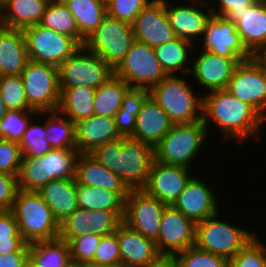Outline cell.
Segmentation results:
<instances>
[{"instance_id":"obj_63","label":"cell","mask_w":266,"mask_h":267,"mask_svg":"<svg viewBox=\"0 0 266 267\" xmlns=\"http://www.w3.org/2000/svg\"><path fill=\"white\" fill-rule=\"evenodd\" d=\"M8 0H0V7L5 3L7 2Z\"/></svg>"},{"instance_id":"obj_57","label":"cell","mask_w":266,"mask_h":267,"mask_svg":"<svg viewBox=\"0 0 266 267\" xmlns=\"http://www.w3.org/2000/svg\"><path fill=\"white\" fill-rule=\"evenodd\" d=\"M263 65L266 66V45L261 51L255 56Z\"/></svg>"},{"instance_id":"obj_53","label":"cell","mask_w":266,"mask_h":267,"mask_svg":"<svg viewBox=\"0 0 266 267\" xmlns=\"http://www.w3.org/2000/svg\"><path fill=\"white\" fill-rule=\"evenodd\" d=\"M218 5L211 6L212 13L224 17L229 11L245 10L246 6L253 5L257 0H216ZM217 6V7H216ZM217 9H216V8Z\"/></svg>"},{"instance_id":"obj_51","label":"cell","mask_w":266,"mask_h":267,"mask_svg":"<svg viewBox=\"0 0 266 267\" xmlns=\"http://www.w3.org/2000/svg\"><path fill=\"white\" fill-rule=\"evenodd\" d=\"M18 191V177L0 172V210L12 209Z\"/></svg>"},{"instance_id":"obj_49","label":"cell","mask_w":266,"mask_h":267,"mask_svg":"<svg viewBox=\"0 0 266 267\" xmlns=\"http://www.w3.org/2000/svg\"><path fill=\"white\" fill-rule=\"evenodd\" d=\"M91 262L121 266V256L116 232L101 236L94 258Z\"/></svg>"},{"instance_id":"obj_29","label":"cell","mask_w":266,"mask_h":267,"mask_svg":"<svg viewBox=\"0 0 266 267\" xmlns=\"http://www.w3.org/2000/svg\"><path fill=\"white\" fill-rule=\"evenodd\" d=\"M134 93L124 80L114 74L96 89L94 115L115 117Z\"/></svg>"},{"instance_id":"obj_22","label":"cell","mask_w":266,"mask_h":267,"mask_svg":"<svg viewBox=\"0 0 266 267\" xmlns=\"http://www.w3.org/2000/svg\"><path fill=\"white\" fill-rule=\"evenodd\" d=\"M173 125L169 116L147 93H140V108L131 138L154 148Z\"/></svg>"},{"instance_id":"obj_35","label":"cell","mask_w":266,"mask_h":267,"mask_svg":"<svg viewBox=\"0 0 266 267\" xmlns=\"http://www.w3.org/2000/svg\"><path fill=\"white\" fill-rule=\"evenodd\" d=\"M79 208L88 210L125 211V200L115 191L77 184Z\"/></svg>"},{"instance_id":"obj_30","label":"cell","mask_w":266,"mask_h":267,"mask_svg":"<svg viewBox=\"0 0 266 267\" xmlns=\"http://www.w3.org/2000/svg\"><path fill=\"white\" fill-rule=\"evenodd\" d=\"M75 17L79 29V45L107 16L106 0H61Z\"/></svg>"},{"instance_id":"obj_59","label":"cell","mask_w":266,"mask_h":267,"mask_svg":"<svg viewBox=\"0 0 266 267\" xmlns=\"http://www.w3.org/2000/svg\"><path fill=\"white\" fill-rule=\"evenodd\" d=\"M83 267H116V266L98 264V263H94V262H85V263H83Z\"/></svg>"},{"instance_id":"obj_55","label":"cell","mask_w":266,"mask_h":267,"mask_svg":"<svg viewBox=\"0 0 266 267\" xmlns=\"http://www.w3.org/2000/svg\"><path fill=\"white\" fill-rule=\"evenodd\" d=\"M30 244L23 238H0V255H7L16 251H29Z\"/></svg>"},{"instance_id":"obj_15","label":"cell","mask_w":266,"mask_h":267,"mask_svg":"<svg viewBox=\"0 0 266 267\" xmlns=\"http://www.w3.org/2000/svg\"><path fill=\"white\" fill-rule=\"evenodd\" d=\"M188 1L189 4H178L174 2L171 4L170 2L165 0V10L176 37L187 40L193 45H196V43H198L199 41L198 39H202L207 26V22L213 15V13L210 6L208 5V0Z\"/></svg>"},{"instance_id":"obj_34","label":"cell","mask_w":266,"mask_h":267,"mask_svg":"<svg viewBox=\"0 0 266 267\" xmlns=\"http://www.w3.org/2000/svg\"><path fill=\"white\" fill-rule=\"evenodd\" d=\"M46 117L45 136L52 149H76L75 123L58 110L39 112Z\"/></svg>"},{"instance_id":"obj_33","label":"cell","mask_w":266,"mask_h":267,"mask_svg":"<svg viewBox=\"0 0 266 267\" xmlns=\"http://www.w3.org/2000/svg\"><path fill=\"white\" fill-rule=\"evenodd\" d=\"M70 260L69 244L60 238L30 244L29 261L35 267H66Z\"/></svg>"},{"instance_id":"obj_65","label":"cell","mask_w":266,"mask_h":267,"mask_svg":"<svg viewBox=\"0 0 266 267\" xmlns=\"http://www.w3.org/2000/svg\"><path fill=\"white\" fill-rule=\"evenodd\" d=\"M257 2H263V3H266V0H257Z\"/></svg>"},{"instance_id":"obj_54","label":"cell","mask_w":266,"mask_h":267,"mask_svg":"<svg viewBox=\"0 0 266 267\" xmlns=\"http://www.w3.org/2000/svg\"><path fill=\"white\" fill-rule=\"evenodd\" d=\"M29 262V251L0 255V267H24Z\"/></svg>"},{"instance_id":"obj_4","label":"cell","mask_w":266,"mask_h":267,"mask_svg":"<svg viewBox=\"0 0 266 267\" xmlns=\"http://www.w3.org/2000/svg\"><path fill=\"white\" fill-rule=\"evenodd\" d=\"M11 211L27 244L59 238L60 224L37 191L19 189Z\"/></svg>"},{"instance_id":"obj_39","label":"cell","mask_w":266,"mask_h":267,"mask_svg":"<svg viewBox=\"0 0 266 267\" xmlns=\"http://www.w3.org/2000/svg\"><path fill=\"white\" fill-rule=\"evenodd\" d=\"M19 145L22 157L40 158L51 151L52 148L45 136V122L36 124L31 120Z\"/></svg>"},{"instance_id":"obj_5","label":"cell","mask_w":266,"mask_h":267,"mask_svg":"<svg viewBox=\"0 0 266 267\" xmlns=\"http://www.w3.org/2000/svg\"><path fill=\"white\" fill-rule=\"evenodd\" d=\"M203 119L192 123L174 124L154 147L155 161L191 168L208 139ZM205 142V143H204Z\"/></svg>"},{"instance_id":"obj_21","label":"cell","mask_w":266,"mask_h":267,"mask_svg":"<svg viewBox=\"0 0 266 267\" xmlns=\"http://www.w3.org/2000/svg\"><path fill=\"white\" fill-rule=\"evenodd\" d=\"M193 175L172 206L196 223L219 212L217 192Z\"/></svg>"},{"instance_id":"obj_52","label":"cell","mask_w":266,"mask_h":267,"mask_svg":"<svg viewBox=\"0 0 266 267\" xmlns=\"http://www.w3.org/2000/svg\"><path fill=\"white\" fill-rule=\"evenodd\" d=\"M0 238H23L11 210H0Z\"/></svg>"},{"instance_id":"obj_60","label":"cell","mask_w":266,"mask_h":267,"mask_svg":"<svg viewBox=\"0 0 266 267\" xmlns=\"http://www.w3.org/2000/svg\"><path fill=\"white\" fill-rule=\"evenodd\" d=\"M254 238L262 245V249H263V253H264V257H265V263H266V242L265 241H260L259 238H257L256 234L254 235Z\"/></svg>"},{"instance_id":"obj_9","label":"cell","mask_w":266,"mask_h":267,"mask_svg":"<svg viewBox=\"0 0 266 267\" xmlns=\"http://www.w3.org/2000/svg\"><path fill=\"white\" fill-rule=\"evenodd\" d=\"M59 88L91 87L97 89L114 75V69L84 46L77 49L59 67Z\"/></svg>"},{"instance_id":"obj_2","label":"cell","mask_w":266,"mask_h":267,"mask_svg":"<svg viewBox=\"0 0 266 267\" xmlns=\"http://www.w3.org/2000/svg\"><path fill=\"white\" fill-rule=\"evenodd\" d=\"M90 154L116 173L130 190L142 189L146 185L155 160L152 146L131 137L102 144Z\"/></svg>"},{"instance_id":"obj_16","label":"cell","mask_w":266,"mask_h":267,"mask_svg":"<svg viewBox=\"0 0 266 267\" xmlns=\"http://www.w3.org/2000/svg\"><path fill=\"white\" fill-rule=\"evenodd\" d=\"M197 58H192L189 75L201 85L205 93L214 90H226L240 58H227L209 51L199 50ZM192 65V66H191ZM207 90V91H206Z\"/></svg>"},{"instance_id":"obj_36","label":"cell","mask_w":266,"mask_h":267,"mask_svg":"<svg viewBox=\"0 0 266 267\" xmlns=\"http://www.w3.org/2000/svg\"><path fill=\"white\" fill-rule=\"evenodd\" d=\"M39 25L68 35L79 44V29L75 17L62 1L48 3Z\"/></svg>"},{"instance_id":"obj_14","label":"cell","mask_w":266,"mask_h":267,"mask_svg":"<svg viewBox=\"0 0 266 267\" xmlns=\"http://www.w3.org/2000/svg\"><path fill=\"white\" fill-rule=\"evenodd\" d=\"M196 224L172 205H167L160 222L158 238L155 241L159 253L164 257H173L195 246Z\"/></svg>"},{"instance_id":"obj_6","label":"cell","mask_w":266,"mask_h":267,"mask_svg":"<svg viewBox=\"0 0 266 267\" xmlns=\"http://www.w3.org/2000/svg\"><path fill=\"white\" fill-rule=\"evenodd\" d=\"M219 218L217 213L197 222L195 246L230 261L255 233Z\"/></svg>"},{"instance_id":"obj_41","label":"cell","mask_w":266,"mask_h":267,"mask_svg":"<svg viewBox=\"0 0 266 267\" xmlns=\"http://www.w3.org/2000/svg\"><path fill=\"white\" fill-rule=\"evenodd\" d=\"M176 267H229L223 257L203 251L196 246L187 248L173 256Z\"/></svg>"},{"instance_id":"obj_48","label":"cell","mask_w":266,"mask_h":267,"mask_svg":"<svg viewBox=\"0 0 266 267\" xmlns=\"http://www.w3.org/2000/svg\"><path fill=\"white\" fill-rule=\"evenodd\" d=\"M229 267H266L262 245L253 237L229 261Z\"/></svg>"},{"instance_id":"obj_64","label":"cell","mask_w":266,"mask_h":267,"mask_svg":"<svg viewBox=\"0 0 266 267\" xmlns=\"http://www.w3.org/2000/svg\"><path fill=\"white\" fill-rule=\"evenodd\" d=\"M48 2H56V1H61V0H46Z\"/></svg>"},{"instance_id":"obj_17","label":"cell","mask_w":266,"mask_h":267,"mask_svg":"<svg viewBox=\"0 0 266 267\" xmlns=\"http://www.w3.org/2000/svg\"><path fill=\"white\" fill-rule=\"evenodd\" d=\"M202 40L201 49L213 54L240 58L242 61L253 57L244 47L236 25L225 17L213 14L207 22Z\"/></svg>"},{"instance_id":"obj_46","label":"cell","mask_w":266,"mask_h":267,"mask_svg":"<svg viewBox=\"0 0 266 267\" xmlns=\"http://www.w3.org/2000/svg\"><path fill=\"white\" fill-rule=\"evenodd\" d=\"M100 239L101 236L89 232L72 238L68 242L71 260L79 263L91 262Z\"/></svg>"},{"instance_id":"obj_45","label":"cell","mask_w":266,"mask_h":267,"mask_svg":"<svg viewBox=\"0 0 266 267\" xmlns=\"http://www.w3.org/2000/svg\"><path fill=\"white\" fill-rule=\"evenodd\" d=\"M140 108V93L135 92L115 115L116 127L122 137H130Z\"/></svg>"},{"instance_id":"obj_32","label":"cell","mask_w":266,"mask_h":267,"mask_svg":"<svg viewBox=\"0 0 266 267\" xmlns=\"http://www.w3.org/2000/svg\"><path fill=\"white\" fill-rule=\"evenodd\" d=\"M96 89L85 86L60 89L58 111L74 123L94 115Z\"/></svg>"},{"instance_id":"obj_10","label":"cell","mask_w":266,"mask_h":267,"mask_svg":"<svg viewBox=\"0 0 266 267\" xmlns=\"http://www.w3.org/2000/svg\"><path fill=\"white\" fill-rule=\"evenodd\" d=\"M27 102L32 110L49 112L60 102L58 67L29 60L21 73Z\"/></svg>"},{"instance_id":"obj_12","label":"cell","mask_w":266,"mask_h":267,"mask_svg":"<svg viewBox=\"0 0 266 267\" xmlns=\"http://www.w3.org/2000/svg\"><path fill=\"white\" fill-rule=\"evenodd\" d=\"M226 90L266 120V66L256 57L236 66Z\"/></svg>"},{"instance_id":"obj_56","label":"cell","mask_w":266,"mask_h":267,"mask_svg":"<svg viewBox=\"0 0 266 267\" xmlns=\"http://www.w3.org/2000/svg\"><path fill=\"white\" fill-rule=\"evenodd\" d=\"M145 267H176L173 257L162 256L158 261Z\"/></svg>"},{"instance_id":"obj_40","label":"cell","mask_w":266,"mask_h":267,"mask_svg":"<svg viewBox=\"0 0 266 267\" xmlns=\"http://www.w3.org/2000/svg\"><path fill=\"white\" fill-rule=\"evenodd\" d=\"M39 117L37 111L8 110L0 121V139L20 142L33 118Z\"/></svg>"},{"instance_id":"obj_28","label":"cell","mask_w":266,"mask_h":267,"mask_svg":"<svg viewBox=\"0 0 266 267\" xmlns=\"http://www.w3.org/2000/svg\"><path fill=\"white\" fill-rule=\"evenodd\" d=\"M48 3L46 0H8L0 7V25L24 30L39 24Z\"/></svg>"},{"instance_id":"obj_37","label":"cell","mask_w":266,"mask_h":267,"mask_svg":"<svg viewBox=\"0 0 266 267\" xmlns=\"http://www.w3.org/2000/svg\"><path fill=\"white\" fill-rule=\"evenodd\" d=\"M78 154L76 149H52L40 157L43 172L48 180L74 177Z\"/></svg>"},{"instance_id":"obj_43","label":"cell","mask_w":266,"mask_h":267,"mask_svg":"<svg viewBox=\"0 0 266 267\" xmlns=\"http://www.w3.org/2000/svg\"><path fill=\"white\" fill-rule=\"evenodd\" d=\"M91 227L90 210L78 208L60 223L59 238L69 242L74 237L88 233Z\"/></svg>"},{"instance_id":"obj_20","label":"cell","mask_w":266,"mask_h":267,"mask_svg":"<svg viewBox=\"0 0 266 267\" xmlns=\"http://www.w3.org/2000/svg\"><path fill=\"white\" fill-rule=\"evenodd\" d=\"M224 17L236 25L244 47L255 57L266 45V3L256 2L245 10L229 11Z\"/></svg>"},{"instance_id":"obj_26","label":"cell","mask_w":266,"mask_h":267,"mask_svg":"<svg viewBox=\"0 0 266 267\" xmlns=\"http://www.w3.org/2000/svg\"><path fill=\"white\" fill-rule=\"evenodd\" d=\"M28 62L23 30L0 25V76L21 75Z\"/></svg>"},{"instance_id":"obj_13","label":"cell","mask_w":266,"mask_h":267,"mask_svg":"<svg viewBox=\"0 0 266 267\" xmlns=\"http://www.w3.org/2000/svg\"><path fill=\"white\" fill-rule=\"evenodd\" d=\"M166 206L143 189H132L125 199L123 222L131 229L155 242L158 238L160 222Z\"/></svg>"},{"instance_id":"obj_7","label":"cell","mask_w":266,"mask_h":267,"mask_svg":"<svg viewBox=\"0 0 266 267\" xmlns=\"http://www.w3.org/2000/svg\"><path fill=\"white\" fill-rule=\"evenodd\" d=\"M114 74L137 93H147L167 76L155 55L154 48L137 40L114 69Z\"/></svg>"},{"instance_id":"obj_18","label":"cell","mask_w":266,"mask_h":267,"mask_svg":"<svg viewBox=\"0 0 266 267\" xmlns=\"http://www.w3.org/2000/svg\"><path fill=\"white\" fill-rule=\"evenodd\" d=\"M135 40L157 47L176 37L165 10V0H152L132 23Z\"/></svg>"},{"instance_id":"obj_44","label":"cell","mask_w":266,"mask_h":267,"mask_svg":"<svg viewBox=\"0 0 266 267\" xmlns=\"http://www.w3.org/2000/svg\"><path fill=\"white\" fill-rule=\"evenodd\" d=\"M150 1L152 0H106L107 15L132 24Z\"/></svg>"},{"instance_id":"obj_1","label":"cell","mask_w":266,"mask_h":267,"mask_svg":"<svg viewBox=\"0 0 266 267\" xmlns=\"http://www.w3.org/2000/svg\"><path fill=\"white\" fill-rule=\"evenodd\" d=\"M202 119L209 134L210 121L222 134V141L237 143L248 138L259 139L264 121L251 105L240 101L227 90H214L203 95Z\"/></svg>"},{"instance_id":"obj_24","label":"cell","mask_w":266,"mask_h":267,"mask_svg":"<svg viewBox=\"0 0 266 267\" xmlns=\"http://www.w3.org/2000/svg\"><path fill=\"white\" fill-rule=\"evenodd\" d=\"M122 138L115 117L93 115L75 122V142L78 153H91L102 144Z\"/></svg>"},{"instance_id":"obj_23","label":"cell","mask_w":266,"mask_h":267,"mask_svg":"<svg viewBox=\"0 0 266 267\" xmlns=\"http://www.w3.org/2000/svg\"><path fill=\"white\" fill-rule=\"evenodd\" d=\"M115 232L119 244L121 266L145 267L162 257L153 240L131 229L126 223L122 222Z\"/></svg>"},{"instance_id":"obj_62","label":"cell","mask_w":266,"mask_h":267,"mask_svg":"<svg viewBox=\"0 0 266 267\" xmlns=\"http://www.w3.org/2000/svg\"><path fill=\"white\" fill-rule=\"evenodd\" d=\"M24 267H35L30 261Z\"/></svg>"},{"instance_id":"obj_58","label":"cell","mask_w":266,"mask_h":267,"mask_svg":"<svg viewBox=\"0 0 266 267\" xmlns=\"http://www.w3.org/2000/svg\"><path fill=\"white\" fill-rule=\"evenodd\" d=\"M7 108L3 102L2 96H1V92H0V121L3 119V117L5 116L6 112H7Z\"/></svg>"},{"instance_id":"obj_3","label":"cell","mask_w":266,"mask_h":267,"mask_svg":"<svg viewBox=\"0 0 266 267\" xmlns=\"http://www.w3.org/2000/svg\"><path fill=\"white\" fill-rule=\"evenodd\" d=\"M187 81L179 74L166 76L147 92L174 124L202 120L204 92L195 93Z\"/></svg>"},{"instance_id":"obj_19","label":"cell","mask_w":266,"mask_h":267,"mask_svg":"<svg viewBox=\"0 0 266 267\" xmlns=\"http://www.w3.org/2000/svg\"><path fill=\"white\" fill-rule=\"evenodd\" d=\"M190 168L153 162L146 185L147 194L166 205H172L193 177Z\"/></svg>"},{"instance_id":"obj_27","label":"cell","mask_w":266,"mask_h":267,"mask_svg":"<svg viewBox=\"0 0 266 267\" xmlns=\"http://www.w3.org/2000/svg\"><path fill=\"white\" fill-rule=\"evenodd\" d=\"M59 224L79 208L75 177L54 179L38 191Z\"/></svg>"},{"instance_id":"obj_42","label":"cell","mask_w":266,"mask_h":267,"mask_svg":"<svg viewBox=\"0 0 266 267\" xmlns=\"http://www.w3.org/2000/svg\"><path fill=\"white\" fill-rule=\"evenodd\" d=\"M17 177L19 189L25 191H38L50 182L43 172L40 158L22 157Z\"/></svg>"},{"instance_id":"obj_50","label":"cell","mask_w":266,"mask_h":267,"mask_svg":"<svg viewBox=\"0 0 266 267\" xmlns=\"http://www.w3.org/2000/svg\"><path fill=\"white\" fill-rule=\"evenodd\" d=\"M22 156L18 142L0 139V172L18 176Z\"/></svg>"},{"instance_id":"obj_31","label":"cell","mask_w":266,"mask_h":267,"mask_svg":"<svg viewBox=\"0 0 266 267\" xmlns=\"http://www.w3.org/2000/svg\"><path fill=\"white\" fill-rule=\"evenodd\" d=\"M191 48L195 50V46L191 42L177 37L155 47L154 52L167 76L176 75L182 70L183 73L186 72L189 75L191 67L188 65L192 62L190 54L193 53Z\"/></svg>"},{"instance_id":"obj_38","label":"cell","mask_w":266,"mask_h":267,"mask_svg":"<svg viewBox=\"0 0 266 267\" xmlns=\"http://www.w3.org/2000/svg\"><path fill=\"white\" fill-rule=\"evenodd\" d=\"M0 92L7 110L35 111L28 105L21 75L0 76Z\"/></svg>"},{"instance_id":"obj_8","label":"cell","mask_w":266,"mask_h":267,"mask_svg":"<svg viewBox=\"0 0 266 267\" xmlns=\"http://www.w3.org/2000/svg\"><path fill=\"white\" fill-rule=\"evenodd\" d=\"M135 41L132 24L109 17L85 39L84 47L115 69Z\"/></svg>"},{"instance_id":"obj_11","label":"cell","mask_w":266,"mask_h":267,"mask_svg":"<svg viewBox=\"0 0 266 267\" xmlns=\"http://www.w3.org/2000/svg\"><path fill=\"white\" fill-rule=\"evenodd\" d=\"M29 60L59 67L81 46L68 35L36 24L23 30Z\"/></svg>"},{"instance_id":"obj_47","label":"cell","mask_w":266,"mask_h":267,"mask_svg":"<svg viewBox=\"0 0 266 267\" xmlns=\"http://www.w3.org/2000/svg\"><path fill=\"white\" fill-rule=\"evenodd\" d=\"M92 227L89 233L105 236L114 233L123 222L125 211L90 210Z\"/></svg>"},{"instance_id":"obj_25","label":"cell","mask_w":266,"mask_h":267,"mask_svg":"<svg viewBox=\"0 0 266 267\" xmlns=\"http://www.w3.org/2000/svg\"><path fill=\"white\" fill-rule=\"evenodd\" d=\"M77 184L117 192L124 200L130 189L116 174L100 164L90 153H79L75 162Z\"/></svg>"},{"instance_id":"obj_61","label":"cell","mask_w":266,"mask_h":267,"mask_svg":"<svg viewBox=\"0 0 266 267\" xmlns=\"http://www.w3.org/2000/svg\"><path fill=\"white\" fill-rule=\"evenodd\" d=\"M66 267H83V263L75 262L70 260Z\"/></svg>"}]
</instances>
